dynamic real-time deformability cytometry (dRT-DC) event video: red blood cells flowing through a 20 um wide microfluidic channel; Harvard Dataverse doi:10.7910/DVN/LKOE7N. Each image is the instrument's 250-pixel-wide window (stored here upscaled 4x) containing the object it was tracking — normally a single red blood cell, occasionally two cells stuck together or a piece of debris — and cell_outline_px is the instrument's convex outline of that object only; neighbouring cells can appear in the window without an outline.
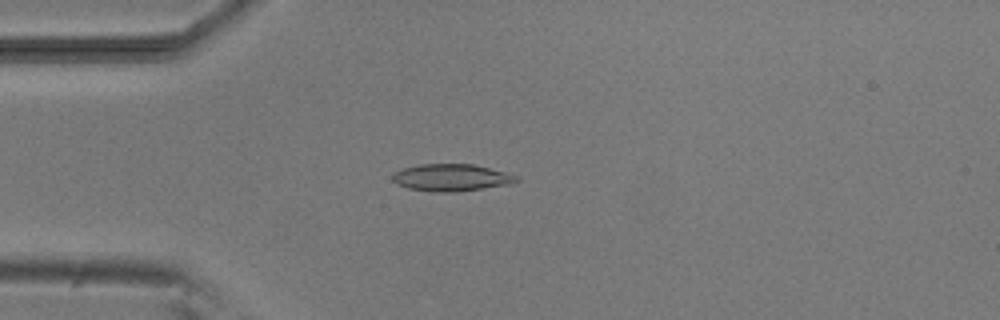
{"species": "common noctule bat (a hibernating species)", "species_latin": "Nyctalus noctula", "temperature_condition": "room temperature", "stored_images_in_passage": 3, "camera_frame_rate_fps": 3000, "um_per_image_px": 0.085, "animal": {"sex": "male", "body_mass_g": 20.5, "forearm_length_mm": 52.5}, "frame": {"image": 1, "passage_image": 3, "time_ms": 3.0, "image_size_px": [1000, 320], "cell_outline_px": [[520, 180], [512, 184], [456, 192], [432, 192], [408, 188], [396, 184], [392, 180], [392, 176], [396, 172], [404, 168], [420, 164], [472, 164], [520, 176]], "centroid_in_image_um": [38.38, 15.1], "position_along_channel_um": 46.6, "area_um2": 19.59}}